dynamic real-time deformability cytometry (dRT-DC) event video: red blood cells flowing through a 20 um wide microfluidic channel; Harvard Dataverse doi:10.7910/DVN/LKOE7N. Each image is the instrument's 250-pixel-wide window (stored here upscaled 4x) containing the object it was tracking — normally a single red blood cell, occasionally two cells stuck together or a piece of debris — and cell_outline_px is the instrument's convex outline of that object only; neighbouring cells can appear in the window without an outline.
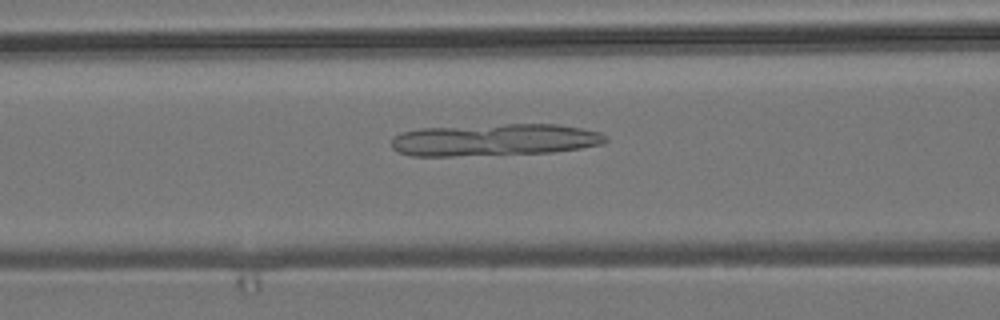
{"species": "common noctule bat (a hibernating species)", "species_latin": "Nyctalus noctula", "temperature_condition": "room temperature", "stored_images_in_passage": 48, "camera_frame_rate_fps": 3000, "um_per_image_px": 0.085, "animal": {"sex": "male", "body_mass_g": 19.2, "forearm_length_mm": 51.8}, "frame": {"image": 1, "passage_image": 16, "time_ms": 5.0, "image_size_px": [1000, 320], "cell_outline_px": [[608, 140], [604, 144], [580, 148], [552, 152], [452, 156], [412, 156], [396, 152], [392, 148], [392, 140], [396, 136], [404, 132], [420, 128], [504, 124], [560, 124], [600, 132], [608, 136]], "centroid_in_image_um": [42.06, 11.89], "position_along_channel_um": 124.5, "area_um2": 40.11}}
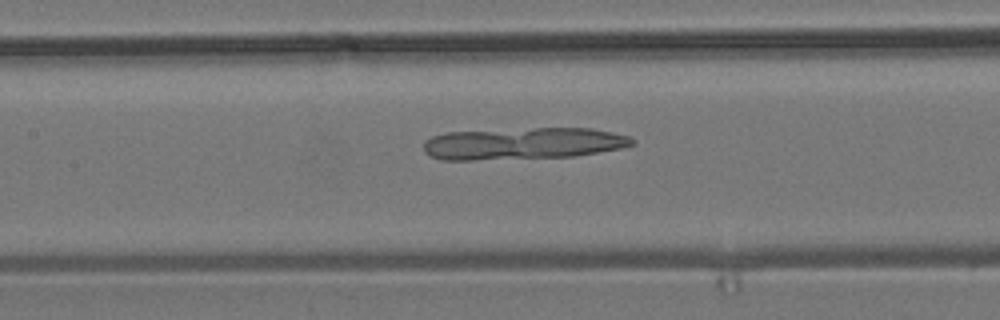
{"frame": {"image": 2, "passage_image": 19, "time_ms": 6.0, "image_size_px": [1000, 320], "cell_outline_px": [[636, 144], [620, 148], [576, 156], [472, 160], [440, 160], [428, 156], [424, 152], [424, 144], [432, 136], [448, 132], [536, 128], [592, 128], [632, 136], [636, 140]], "centroid_in_image_um": [44.49, 12.2], "position_along_channel_um": 162.9, "area_um2": 38.9}}